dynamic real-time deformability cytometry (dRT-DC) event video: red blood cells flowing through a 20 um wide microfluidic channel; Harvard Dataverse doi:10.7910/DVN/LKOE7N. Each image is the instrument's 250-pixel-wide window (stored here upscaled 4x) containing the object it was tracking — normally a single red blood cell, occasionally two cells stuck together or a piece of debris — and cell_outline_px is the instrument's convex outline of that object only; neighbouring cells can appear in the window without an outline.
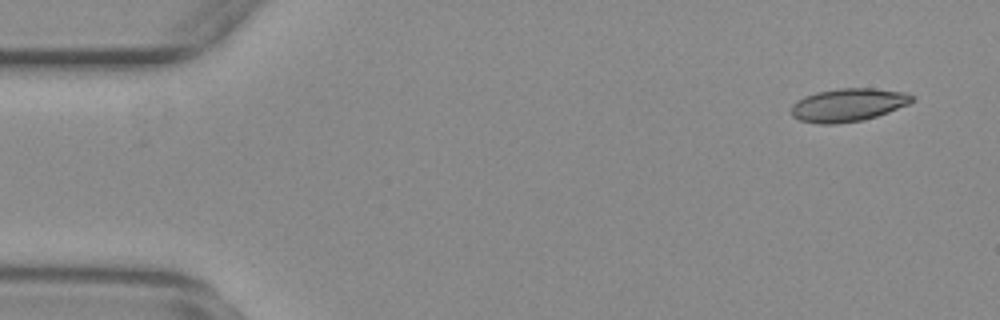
{"species": "common noctule bat (a hibernating species)", "species_latin": "Nyctalus noctula", "temperature_condition": "warm", "stored_images_in_passage": 52, "camera_frame_rate_fps": 3000, "um_per_image_px": 0.085, "animal": {"sex": "female", "body_mass_g": 29.2, "forearm_length_mm": 56.3}, "frame": {"image": 1, "passage_image": 1, "time_ms": 0.0, "image_size_px": [1000, 320], "cell_outline_px": [[916, 100], [908, 104], [888, 112], [864, 120], [836, 124], [820, 124], [800, 120], [792, 116], [792, 104], [796, 100], [804, 96], [816, 92], [840, 88], [872, 88], [904, 92], [916, 96]], "centroid_in_image_um": [72.1, 8.91], "position_along_channel_um": 12.9, "area_um2": 23.41}}
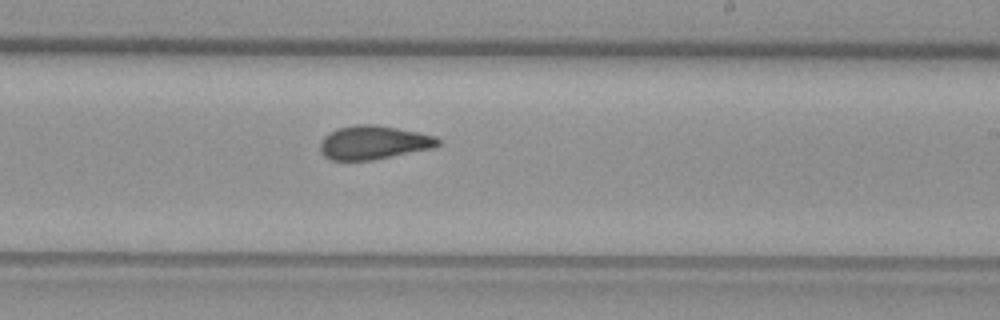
{"frame": {"image": 2, "passage_image": 30, "time_ms": 9.667, "image_size_px": [1000, 320], "cell_outline_px": [[440, 144], [432, 148], [372, 160], [332, 160], [324, 156], [320, 152], [320, 144], [324, 136], [328, 132], [336, 128], [356, 124], [376, 124], [436, 136], [440, 140]], "centroid_in_image_um": [31.71, 12.1], "position_along_channel_um": 257.3, "area_um2": 23.12}}
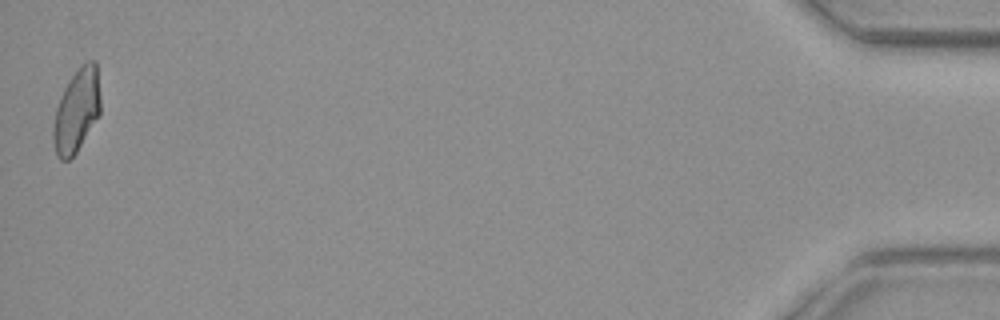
{"frame": {"image": 3, "passage_image": 52, "time_ms": 17.0, "image_size_px": [1000, 320], "cell_outline_px": [[100, 112], [76, 152], [68, 160], [60, 160], [56, 156], [52, 140], [52, 128], [56, 108], [60, 96], [64, 88], [80, 64], [88, 60], [96, 60], [100, 96]], "centroid_in_image_um": [6.49, 9.39], "position_along_channel_um": 428.7, "area_um2": 22.89}, "authors_computed_cell_mechanics": {"area_um2": 23.1778, "velocity_mm_per_s": 3.7405, "shape_relaxation_time_tau1_ms": 7.5279, "shape_relaxation_time_tau2_ms": 1.6407, "deformation_change_tau1": 0.1837, "deformation_change_tau2": 0.0766}}